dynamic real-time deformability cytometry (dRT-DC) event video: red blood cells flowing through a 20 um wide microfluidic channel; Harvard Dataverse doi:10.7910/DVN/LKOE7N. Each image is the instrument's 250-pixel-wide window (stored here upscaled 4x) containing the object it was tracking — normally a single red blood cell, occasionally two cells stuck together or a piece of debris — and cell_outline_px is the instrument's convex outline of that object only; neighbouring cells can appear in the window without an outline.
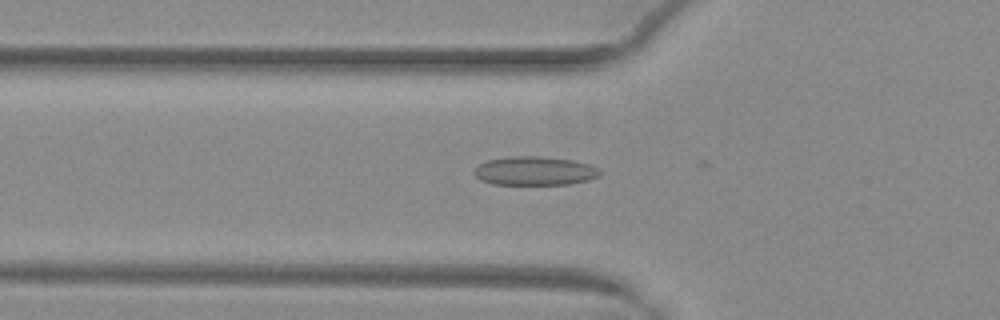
{"species": "common noctule bat (a hibernating species)", "species_latin": "Nyctalus noctula", "temperature_condition": "warm", "stored_images_in_passage": 37, "camera_frame_rate_fps": 3000, "um_per_image_px": 0.085, "animal": {"sex": "female", "body_mass_g": 29.2, "forearm_length_mm": 56.3}, "frame": {"image": 1, "passage_image": 17, "time_ms": 5.333, "image_size_px": [1000, 320], "cell_outline_px": [[600, 176], [588, 180], [568, 184], [492, 184], [480, 180], [472, 172], [480, 164], [488, 160], [512, 156], [540, 156], [572, 160], [588, 164], [596, 168], [600, 172]], "centroid_in_image_um": [45.43, 14.53], "position_along_channel_um": 80.4, "area_um2": 20.92}}
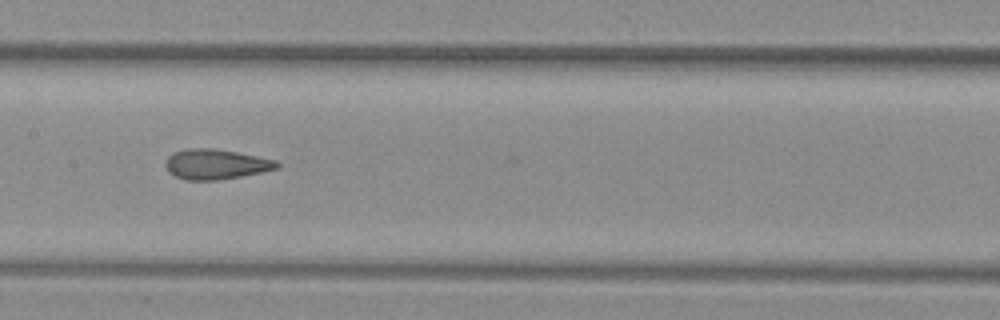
{"frame": {"image": 2, "passage_image": 25, "time_ms": 8.0, "image_size_px": [1000, 320], "cell_outline_px": [[280, 164], [276, 168], [260, 172], [240, 176], [216, 180], [184, 180], [168, 172], [164, 164], [168, 156], [176, 152], [188, 148], [212, 148], [236, 152], [276, 160]], "centroid_in_image_um": [18.3, 13.96], "position_along_channel_um": 189.1, "area_um2": 19.31}}
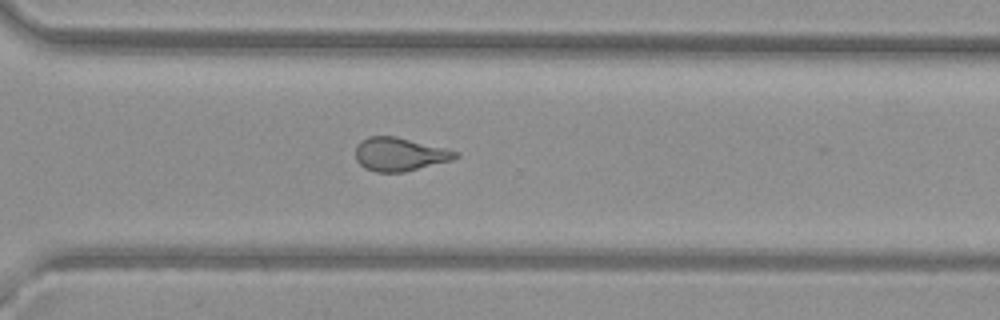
{"frame": {"image": 3, "passage_image": 36, "time_ms": 11.667, "image_size_px": [1000, 320], "cell_outline_px": [[460, 156], [452, 160], [404, 172], [376, 172], [364, 168], [356, 160], [356, 144], [360, 140], [368, 136], [396, 136], [460, 152]], "centroid_in_image_um": [33.95, 13.11], "position_along_channel_um": 336.6, "area_um2": 19.54}}